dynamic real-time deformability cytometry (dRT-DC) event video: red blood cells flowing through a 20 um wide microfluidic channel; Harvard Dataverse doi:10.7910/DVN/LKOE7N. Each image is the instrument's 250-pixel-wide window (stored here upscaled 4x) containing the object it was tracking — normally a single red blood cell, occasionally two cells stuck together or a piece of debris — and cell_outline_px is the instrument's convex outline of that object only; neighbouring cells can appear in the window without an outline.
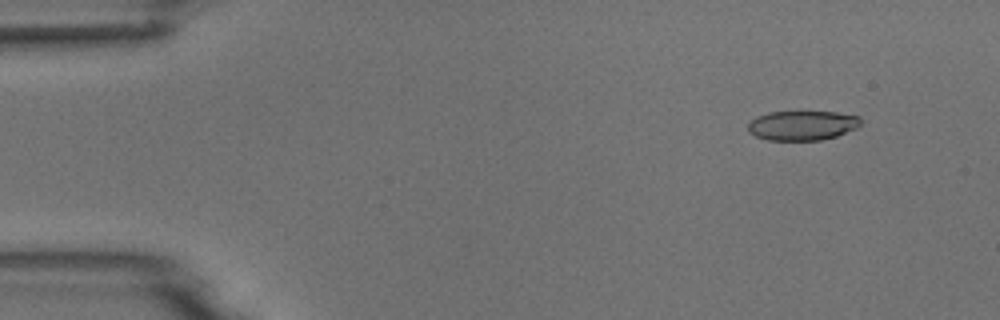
{"species": "common noctule bat (a hibernating species)", "species_latin": "Nyctalus noctula", "temperature_condition": "room temperature", "stored_images_in_passage": 5, "camera_frame_rate_fps": 3000, "um_per_image_px": 0.085, "animal": {"sex": "male", "body_mass_g": 18.8}, "frame": {"image": 1, "passage_image": 2, "time_ms": 1.333, "image_size_px": [1000, 320], "cell_outline_px": [[860, 124], [856, 128], [836, 136], [820, 140], [768, 140], [756, 136], [748, 132], [748, 124], [756, 116], [768, 112], [836, 112], [860, 116]], "centroid_in_image_um": [68.18, 10.66], "position_along_channel_um": 16.8, "area_um2": 19.36}}
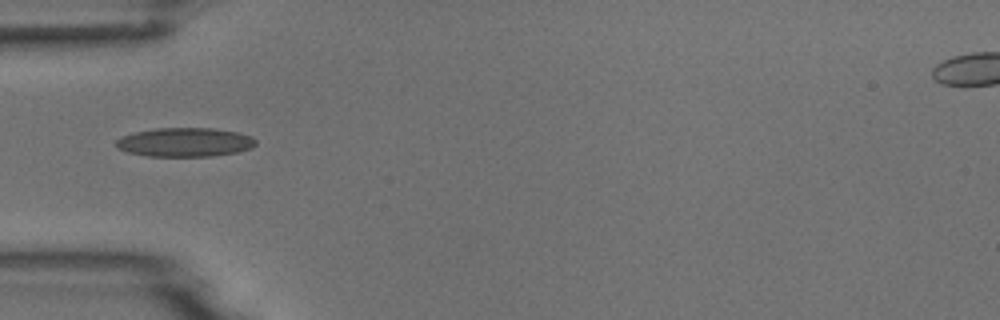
{"frame": {"image": 2, "passage_image": 5, "time_ms": 5.333, "image_size_px": [1000, 320], "cell_outline_px": [[256, 144], [252, 148], [236, 152], [212, 156], [148, 156], [128, 152], [116, 148], [116, 140], [120, 136], [136, 132], [156, 128], [212, 128], [236, 132], [252, 136], [256, 140]], "centroid_in_image_um": [15.71, 12.09], "position_along_channel_um": 69.3, "area_um2": 23.58}}